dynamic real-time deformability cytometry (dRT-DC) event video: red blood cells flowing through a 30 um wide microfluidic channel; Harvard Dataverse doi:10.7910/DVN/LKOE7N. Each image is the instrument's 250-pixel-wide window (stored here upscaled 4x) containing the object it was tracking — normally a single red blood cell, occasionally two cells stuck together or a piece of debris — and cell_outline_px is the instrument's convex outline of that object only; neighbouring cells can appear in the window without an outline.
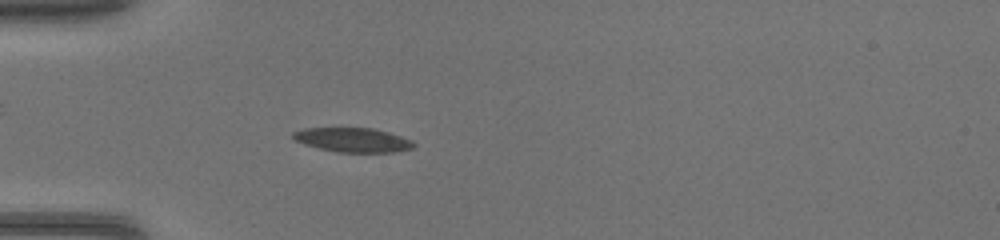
{"species": "common noctule bat (a hibernating species)", "species_latin": "Nyctalus noctula", "temperature_condition": "warm", "stored_images_in_passage": 37, "camera_frame_rate_fps": 3000, "um_per_image_px": 0.085, "animal": {"sex": "female", "body_mass_g": 17.0, "forearm_length_mm": 48.0}, "frame": {"image": 1, "passage_image": 5, "time_ms": 1.333, "image_size_px": [1000, 240], "cell_outline_px": [[416, 144], [412, 148], [392, 152], [340, 152], [320, 148], [304, 144], [296, 140], [292, 136], [292, 132], [304, 128], [372, 128], [388, 132], [412, 140]], "centroid_in_image_um": [29.99, 11.89], "position_along_channel_um": 55.0, "area_um2": 16.88}}
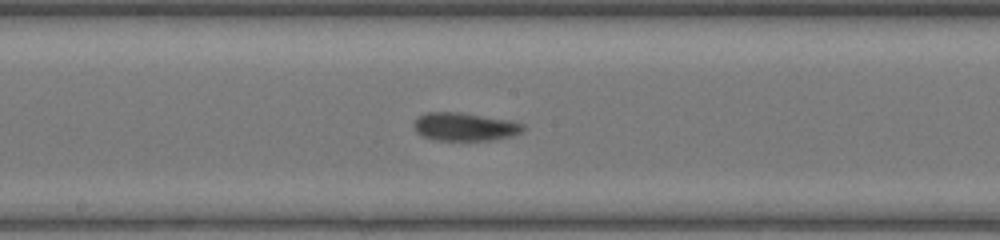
{"frame": {"image": 2, "passage_image": 16, "time_ms": 5.0, "image_size_px": [1000, 240], "cell_outline_px": [[524, 128], [520, 132], [512, 136], [492, 140], [436, 140], [424, 136], [416, 132], [412, 124], [416, 116], [428, 112], [460, 112], [512, 120], [524, 124]], "centroid_in_image_um": [39.48, 10.76], "position_along_channel_um": 208.7, "area_um2": 18.09}}
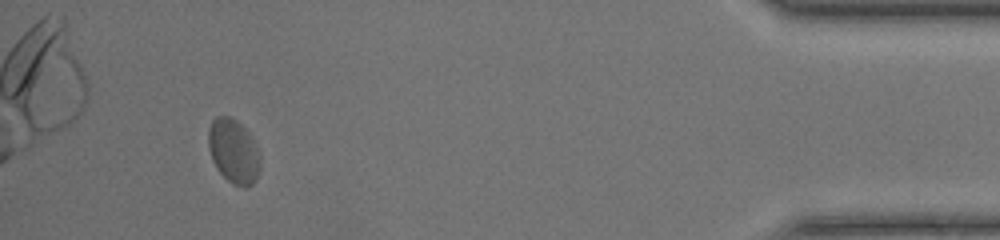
{"frame": {"image": 3, "passage_image": 34, "time_ms": 11.0, "image_size_px": [1000, 240], "cell_outline_px": [[260, 168], [256, 180], [252, 184], [232, 184], [216, 168], [212, 160], [208, 148], [208, 128], [212, 120], [216, 116], [228, 116], [236, 120], [248, 132], [260, 156]], "centroid_in_image_um": [19.82, 12.83], "position_along_channel_um": 415.4, "area_um2": 19.13}}